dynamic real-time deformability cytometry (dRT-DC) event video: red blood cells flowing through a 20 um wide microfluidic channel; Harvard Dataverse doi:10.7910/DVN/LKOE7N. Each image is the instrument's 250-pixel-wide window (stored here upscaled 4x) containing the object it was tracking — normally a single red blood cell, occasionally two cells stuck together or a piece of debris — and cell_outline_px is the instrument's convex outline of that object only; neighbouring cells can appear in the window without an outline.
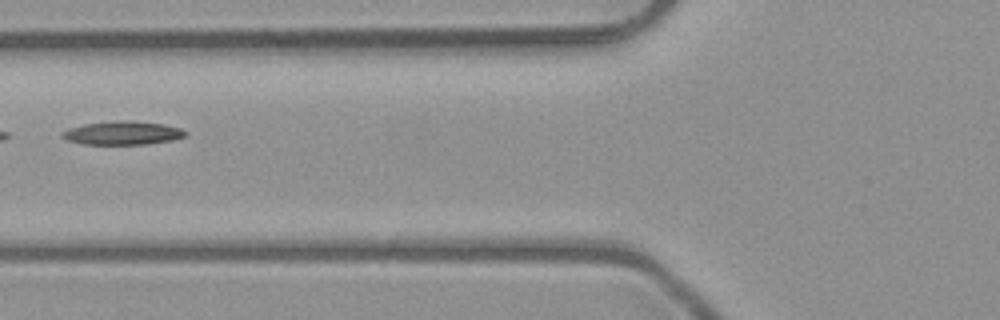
{"species": "common noctule bat (a hibernating species)", "species_latin": "Nyctalus noctula", "temperature_condition": "room temperature", "stored_images_in_passage": 7, "camera_frame_rate_fps": 3000, "um_per_image_px": 0.085, "animal": {"sex": "male", "body_mass_g": 23.1, "forearm_length_mm": 52.7}, "frame": {"image": 1, "passage_image": 6, "time_ms": 1.667, "image_size_px": [1000, 320], "cell_outline_px": [[188, 136], [172, 140], [148, 144], [84, 144], [68, 140], [60, 136], [60, 132], [68, 128], [84, 124], [116, 120], [132, 120], [164, 124], [180, 128], [188, 132]], "centroid_in_image_um": [10.44, 11.29], "position_along_channel_um": 115.4, "area_um2": 17.11}}
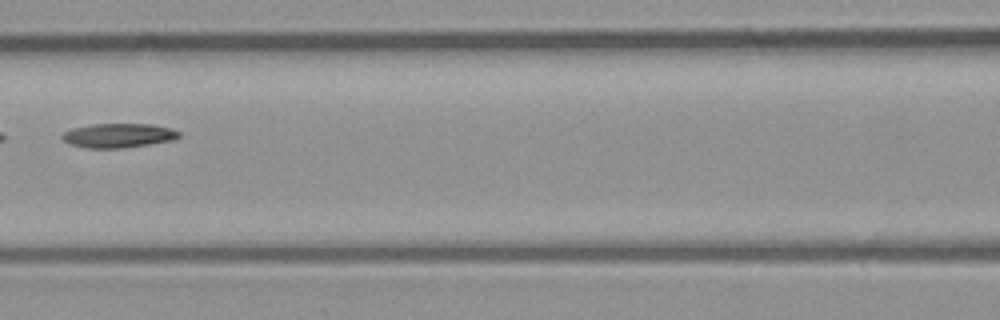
{"frame": {"image": 2, "passage_image": 7, "time_ms": 2.0, "image_size_px": [1000, 320], "cell_outline_px": [[180, 136], [172, 140], [148, 144], [120, 148], [88, 148], [72, 144], [64, 140], [60, 136], [64, 132], [72, 128], [92, 124], [152, 124], [172, 128], [180, 132]], "centroid_in_image_um": [10.08, 11.5], "position_along_channel_um": 156.5, "area_um2": 16.36}}